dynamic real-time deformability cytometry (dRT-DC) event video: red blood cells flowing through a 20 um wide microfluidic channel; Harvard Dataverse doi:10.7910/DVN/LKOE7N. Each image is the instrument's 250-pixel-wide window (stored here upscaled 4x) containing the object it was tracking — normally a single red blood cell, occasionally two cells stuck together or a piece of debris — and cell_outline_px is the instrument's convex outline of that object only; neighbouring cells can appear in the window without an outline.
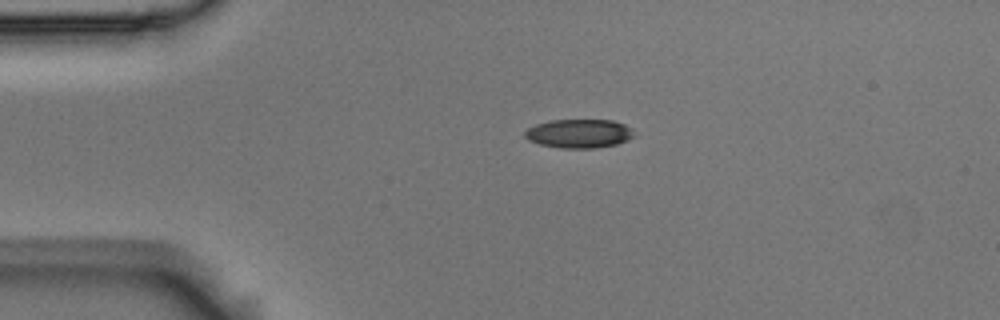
{"species": "Egyptian fruit bat (a non-hibernating species)", "species_latin": "Rousettus aegyptiacus", "temperature_condition": "room temperature", "stored_images_in_passage": 2, "camera_frame_rate_fps": 3000, "um_per_image_px": 0.085, "animal": {"sex": "male"}, "frame": {"image": 1, "passage_image": 1, "time_ms": 0.0, "image_size_px": [1000, 320], "cell_outline_px": [[632, 136], [628, 140], [616, 144], [596, 148], [560, 148], [540, 144], [528, 140], [524, 136], [524, 132], [528, 128], [536, 124], [552, 120], [612, 120], [624, 124], [632, 132]], "centroid_in_image_um": [49.17, 11.35], "position_along_channel_um": 35.8, "area_um2": 18.15}}